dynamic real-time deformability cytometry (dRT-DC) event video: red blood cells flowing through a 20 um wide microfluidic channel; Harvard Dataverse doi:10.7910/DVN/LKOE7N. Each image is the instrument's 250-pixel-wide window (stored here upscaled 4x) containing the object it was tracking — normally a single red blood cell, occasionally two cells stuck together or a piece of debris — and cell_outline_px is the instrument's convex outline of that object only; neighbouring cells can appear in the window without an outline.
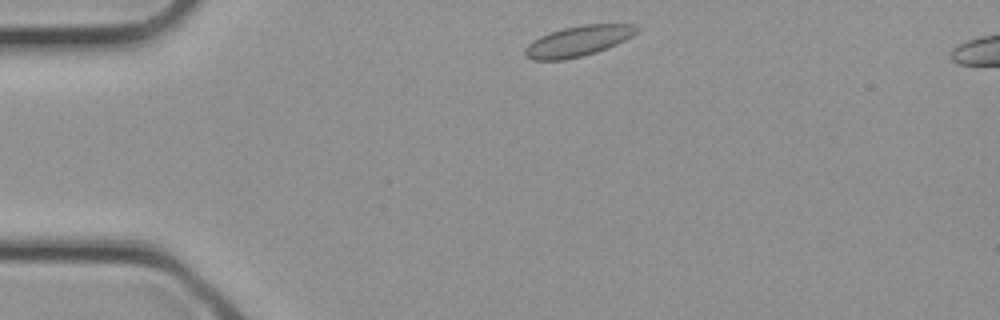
{"species": "common noctule bat (a hibernating species)", "species_latin": "Nyctalus noctula", "temperature_condition": "cold", "stored_images_in_passage": 6, "camera_frame_rate_fps": 3000, "um_per_image_px": 0.085, "animal": {"sex": "female", "body_mass_g": 21.9}, "frame": {"image": 1, "passage_image": 1, "time_ms": 0.0, "image_size_px": [1000, 320], "cell_outline_px": [[640, 32], [616, 44], [596, 52], [584, 56], [564, 60], [532, 60], [524, 56], [524, 48], [532, 40], [548, 32], [564, 28], [584, 24], [636, 24], [640, 28]], "centroid_in_image_um": [49.14, 3.49], "position_along_channel_um": 35.9, "area_um2": 20.11}}
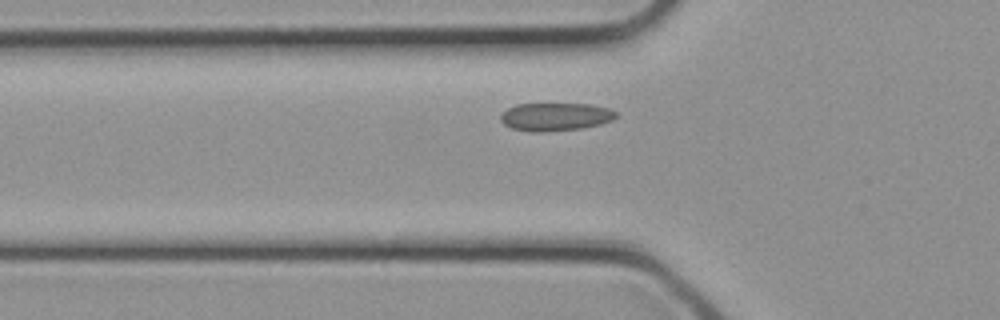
{"frame": {"image": 2, "passage_image": 5, "time_ms": 1.333, "image_size_px": [1000, 320], "cell_outline_px": [[620, 112], [612, 120], [600, 124], [580, 128], [544, 132], [532, 132], [512, 128], [504, 124], [500, 120], [500, 116], [508, 108], [516, 104], [592, 104], [608, 108]], "centroid_in_image_um": [47.23, 9.92], "position_along_channel_um": 78.6, "area_um2": 18.84}}